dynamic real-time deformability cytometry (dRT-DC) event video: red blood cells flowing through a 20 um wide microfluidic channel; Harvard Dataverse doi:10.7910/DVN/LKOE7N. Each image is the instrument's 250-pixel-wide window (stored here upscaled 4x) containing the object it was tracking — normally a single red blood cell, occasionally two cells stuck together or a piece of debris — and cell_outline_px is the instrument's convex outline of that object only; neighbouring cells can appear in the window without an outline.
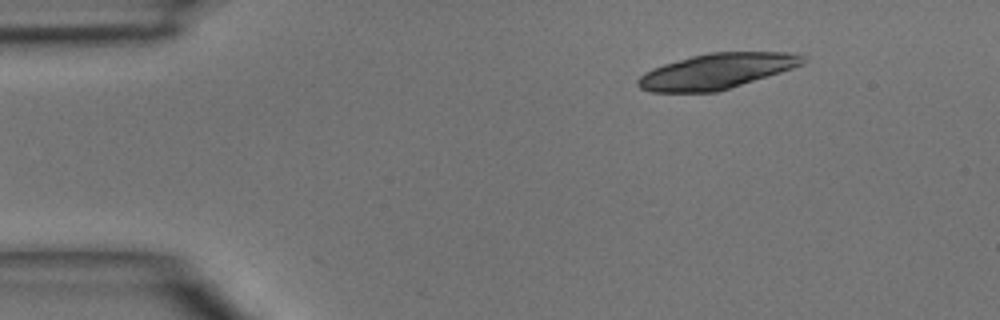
{"species": "common noctule bat (a hibernating species)", "species_latin": "Nyctalus noctula", "temperature_condition": "room temperature", "stored_images_in_passage": 13, "camera_frame_rate_fps": 3000, "um_per_image_px": 0.085, "animal": {"sex": "male", "body_mass_g": 15.6}, "frame": {"image": 1, "passage_image": 1, "time_ms": 0.0, "image_size_px": [1000, 320], "cell_outline_px": [[808, 60], [804, 64], [780, 72], [716, 92], [652, 92], [640, 88], [636, 84], [636, 80], [644, 72], [652, 68], [664, 64], [692, 56], [708, 52], [788, 52], [804, 56]], "centroid_in_image_um": [60.89, 6.04], "position_along_channel_um": 24.1, "area_um2": 33.81}}